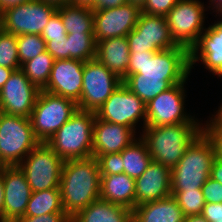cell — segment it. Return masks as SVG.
Returning a JSON list of instances; mask_svg holds the SVG:
<instances>
[{"instance_id": "cell-43", "label": "cell", "mask_w": 222, "mask_h": 222, "mask_svg": "<svg viewBox=\"0 0 222 222\" xmlns=\"http://www.w3.org/2000/svg\"><path fill=\"white\" fill-rule=\"evenodd\" d=\"M128 0H95L94 5L91 7L93 11H100L110 8L119 7L124 5Z\"/></svg>"}, {"instance_id": "cell-41", "label": "cell", "mask_w": 222, "mask_h": 222, "mask_svg": "<svg viewBox=\"0 0 222 222\" xmlns=\"http://www.w3.org/2000/svg\"><path fill=\"white\" fill-rule=\"evenodd\" d=\"M208 222L222 220V203H205L201 214Z\"/></svg>"}, {"instance_id": "cell-17", "label": "cell", "mask_w": 222, "mask_h": 222, "mask_svg": "<svg viewBox=\"0 0 222 222\" xmlns=\"http://www.w3.org/2000/svg\"><path fill=\"white\" fill-rule=\"evenodd\" d=\"M4 184V206L0 222H15L23 217L32 190L19 166H0Z\"/></svg>"}, {"instance_id": "cell-5", "label": "cell", "mask_w": 222, "mask_h": 222, "mask_svg": "<svg viewBox=\"0 0 222 222\" xmlns=\"http://www.w3.org/2000/svg\"><path fill=\"white\" fill-rule=\"evenodd\" d=\"M95 118L94 112L77 109L46 144L64 161L92 157Z\"/></svg>"}, {"instance_id": "cell-21", "label": "cell", "mask_w": 222, "mask_h": 222, "mask_svg": "<svg viewBox=\"0 0 222 222\" xmlns=\"http://www.w3.org/2000/svg\"><path fill=\"white\" fill-rule=\"evenodd\" d=\"M135 131L127 126L95 118L93 125V155L122 152L134 140Z\"/></svg>"}, {"instance_id": "cell-16", "label": "cell", "mask_w": 222, "mask_h": 222, "mask_svg": "<svg viewBox=\"0 0 222 222\" xmlns=\"http://www.w3.org/2000/svg\"><path fill=\"white\" fill-rule=\"evenodd\" d=\"M140 14L141 8L128 2L119 7L93 11L96 43L114 37H126L136 26Z\"/></svg>"}, {"instance_id": "cell-8", "label": "cell", "mask_w": 222, "mask_h": 222, "mask_svg": "<svg viewBox=\"0 0 222 222\" xmlns=\"http://www.w3.org/2000/svg\"><path fill=\"white\" fill-rule=\"evenodd\" d=\"M64 160L40 142L18 165L32 192L59 188Z\"/></svg>"}, {"instance_id": "cell-49", "label": "cell", "mask_w": 222, "mask_h": 222, "mask_svg": "<svg viewBox=\"0 0 222 222\" xmlns=\"http://www.w3.org/2000/svg\"><path fill=\"white\" fill-rule=\"evenodd\" d=\"M95 0H71V4L83 7H92Z\"/></svg>"}, {"instance_id": "cell-40", "label": "cell", "mask_w": 222, "mask_h": 222, "mask_svg": "<svg viewBox=\"0 0 222 222\" xmlns=\"http://www.w3.org/2000/svg\"><path fill=\"white\" fill-rule=\"evenodd\" d=\"M15 222H71L66 213H49L34 217H20Z\"/></svg>"}, {"instance_id": "cell-28", "label": "cell", "mask_w": 222, "mask_h": 222, "mask_svg": "<svg viewBox=\"0 0 222 222\" xmlns=\"http://www.w3.org/2000/svg\"><path fill=\"white\" fill-rule=\"evenodd\" d=\"M49 213H65L60 188L32 192L23 217H34Z\"/></svg>"}, {"instance_id": "cell-34", "label": "cell", "mask_w": 222, "mask_h": 222, "mask_svg": "<svg viewBox=\"0 0 222 222\" xmlns=\"http://www.w3.org/2000/svg\"><path fill=\"white\" fill-rule=\"evenodd\" d=\"M173 196L177 200L185 217L202 214L205 200L201 188L177 191Z\"/></svg>"}, {"instance_id": "cell-19", "label": "cell", "mask_w": 222, "mask_h": 222, "mask_svg": "<svg viewBox=\"0 0 222 222\" xmlns=\"http://www.w3.org/2000/svg\"><path fill=\"white\" fill-rule=\"evenodd\" d=\"M189 55L191 69L197 61H201L206 69L222 77V20L205 29L189 50Z\"/></svg>"}, {"instance_id": "cell-30", "label": "cell", "mask_w": 222, "mask_h": 222, "mask_svg": "<svg viewBox=\"0 0 222 222\" xmlns=\"http://www.w3.org/2000/svg\"><path fill=\"white\" fill-rule=\"evenodd\" d=\"M54 61V58L45 51L24 62L21 65V70L33 85L39 90H43L49 81Z\"/></svg>"}, {"instance_id": "cell-24", "label": "cell", "mask_w": 222, "mask_h": 222, "mask_svg": "<svg viewBox=\"0 0 222 222\" xmlns=\"http://www.w3.org/2000/svg\"><path fill=\"white\" fill-rule=\"evenodd\" d=\"M135 185V179L126 173L101 175L100 199L133 210Z\"/></svg>"}, {"instance_id": "cell-25", "label": "cell", "mask_w": 222, "mask_h": 222, "mask_svg": "<svg viewBox=\"0 0 222 222\" xmlns=\"http://www.w3.org/2000/svg\"><path fill=\"white\" fill-rule=\"evenodd\" d=\"M71 222H133V210L97 199L72 217Z\"/></svg>"}, {"instance_id": "cell-27", "label": "cell", "mask_w": 222, "mask_h": 222, "mask_svg": "<svg viewBox=\"0 0 222 222\" xmlns=\"http://www.w3.org/2000/svg\"><path fill=\"white\" fill-rule=\"evenodd\" d=\"M122 168L131 178L140 177L152 161L145 142L141 138L134 140L122 152Z\"/></svg>"}, {"instance_id": "cell-3", "label": "cell", "mask_w": 222, "mask_h": 222, "mask_svg": "<svg viewBox=\"0 0 222 222\" xmlns=\"http://www.w3.org/2000/svg\"><path fill=\"white\" fill-rule=\"evenodd\" d=\"M189 50L182 46L158 52L130 53L127 74L140 77L164 78L172 86L182 83L190 75Z\"/></svg>"}, {"instance_id": "cell-45", "label": "cell", "mask_w": 222, "mask_h": 222, "mask_svg": "<svg viewBox=\"0 0 222 222\" xmlns=\"http://www.w3.org/2000/svg\"><path fill=\"white\" fill-rule=\"evenodd\" d=\"M210 177L222 184V160L217 157L213 161Z\"/></svg>"}, {"instance_id": "cell-13", "label": "cell", "mask_w": 222, "mask_h": 222, "mask_svg": "<svg viewBox=\"0 0 222 222\" xmlns=\"http://www.w3.org/2000/svg\"><path fill=\"white\" fill-rule=\"evenodd\" d=\"M98 119L124 125L136 131V123L146 122V104L122 82L95 113Z\"/></svg>"}, {"instance_id": "cell-11", "label": "cell", "mask_w": 222, "mask_h": 222, "mask_svg": "<svg viewBox=\"0 0 222 222\" xmlns=\"http://www.w3.org/2000/svg\"><path fill=\"white\" fill-rule=\"evenodd\" d=\"M57 7L40 0H32L4 10L0 27L13 35H40Z\"/></svg>"}, {"instance_id": "cell-39", "label": "cell", "mask_w": 222, "mask_h": 222, "mask_svg": "<svg viewBox=\"0 0 222 222\" xmlns=\"http://www.w3.org/2000/svg\"><path fill=\"white\" fill-rule=\"evenodd\" d=\"M67 38L52 39L46 43V51L54 60L67 59Z\"/></svg>"}, {"instance_id": "cell-53", "label": "cell", "mask_w": 222, "mask_h": 222, "mask_svg": "<svg viewBox=\"0 0 222 222\" xmlns=\"http://www.w3.org/2000/svg\"><path fill=\"white\" fill-rule=\"evenodd\" d=\"M147 0H128V3L137 5L138 7L142 8Z\"/></svg>"}, {"instance_id": "cell-15", "label": "cell", "mask_w": 222, "mask_h": 222, "mask_svg": "<svg viewBox=\"0 0 222 222\" xmlns=\"http://www.w3.org/2000/svg\"><path fill=\"white\" fill-rule=\"evenodd\" d=\"M39 92L21 69L15 70L0 90V111L30 118Z\"/></svg>"}, {"instance_id": "cell-7", "label": "cell", "mask_w": 222, "mask_h": 222, "mask_svg": "<svg viewBox=\"0 0 222 222\" xmlns=\"http://www.w3.org/2000/svg\"><path fill=\"white\" fill-rule=\"evenodd\" d=\"M77 103L44 90H40L30 121L35 137L46 143L77 111Z\"/></svg>"}, {"instance_id": "cell-23", "label": "cell", "mask_w": 222, "mask_h": 222, "mask_svg": "<svg viewBox=\"0 0 222 222\" xmlns=\"http://www.w3.org/2000/svg\"><path fill=\"white\" fill-rule=\"evenodd\" d=\"M185 215L173 195L135 206L133 222H184Z\"/></svg>"}, {"instance_id": "cell-20", "label": "cell", "mask_w": 222, "mask_h": 222, "mask_svg": "<svg viewBox=\"0 0 222 222\" xmlns=\"http://www.w3.org/2000/svg\"><path fill=\"white\" fill-rule=\"evenodd\" d=\"M135 184V206L166 198L171 195V170L152 160Z\"/></svg>"}, {"instance_id": "cell-52", "label": "cell", "mask_w": 222, "mask_h": 222, "mask_svg": "<svg viewBox=\"0 0 222 222\" xmlns=\"http://www.w3.org/2000/svg\"><path fill=\"white\" fill-rule=\"evenodd\" d=\"M211 4L213 5L212 10L215 9L219 16L222 15V0H210L209 5Z\"/></svg>"}, {"instance_id": "cell-50", "label": "cell", "mask_w": 222, "mask_h": 222, "mask_svg": "<svg viewBox=\"0 0 222 222\" xmlns=\"http://www.w3.org/2000/svg\"><path fill=\"white\" fill-rule=\"evenodd\" d=\"M48 4L54 5L55 7H61L63 5L71 4V0H40Z\"/></svg>"}, {"instance_id": "cell-42", "label": "cell", "mask_w": 222, "mask_h": 222, "mask_svg": "<svg viewBox=\"0 0 222 222\" xmlns=\"http://www.w3.org/2000/svg\"><path fill=\"white\" fill-rule=\"evenodd\" d=\"M203 132L211 140L216 157L222 160V130H203Z\"/></svg>"}, {"instance_id": "cell-26", "label": "cell", "mask_w": 222, "mask_h": 222, "mask_svg": "<svg viewBox=\"0 0 222 222\" xmlns=\"http://www.w3.org/2000/svg\"><path fill=\"white\" fill-rule=\"evenodd\" d=\"M66 33H94L93 10L90 7L67 4L57 8Z\"/></svg>"}, {"instance_id": "cell-38", "label": "cell", "mask_w": 222, "mask_h": 222, "mask_svg": "<svg viewBox=\"0 0 222 222\" xmlns=\"http://www.w3.org/2000/svg\"><path fill=\"white\" fill-rule=\"evenodd\" d=\"M205 203H222V184L209 177L201 187Z\"/></svg>"}, {"instance_id": "cell-14", "label": "cell", "mask_w": 222, "mask_h": 222, "mask_svg": "<svg viewBox=\"0 0 222 222\" xmlns=\"http://www.w3.org/2000/svg\"><path fill=\"white\" fill-rule=\"evenodd\" d=\"M126 38L130 53L158 52L178 46L164 16L141 13L136 26Z\"/></svg>"}, {"instance_id": "cell-44", "label": "cell", "mask_w": 222, "mask_h": 222, "mask_svg": "<svg viewBox=\"0 0 222 222\" xmlns=\"http://www.w3.org/2000/svg\"><path fill=\"white\" fill-rule=\"evenodd\" d=\"M215 115H212L210 120L206 121L205 126L203 125V130H222V104L216 111Z\"/></svg>"}, {"instance_id": "cell-32", "label": "cell", "mask_w": 222, "mask_h": 222, "mask_svg": "<svg viewBox=\"0 0 222 222\" xmlns=\"http://www.w3.org/2000/svg\"><path fill=\"white\" fill-rule=\"evenodd\" d=\"M0 66L10 69H21L18 57L16 35L4 31L0 27Z\"/></svg>"}, {"instance_id": "cell-51", "label": "cell", "mask_w": 222, "mask_h": 222, "mask_svg": "<svg viewBox=\"0 0 222 222\" xmlns=\"http://www.w3.org/2000/svg\"><path fill=\"white\" fill-rule=\"evenodd\" d=\"M184 222H208L201 214L186 216Z\"/></svg>"}, {"instance_id": "cell-33", "label": "cell", "mask_w": 222, "mask_h": 222, "mask_svg": "<svg viewBox=\"0 0 222 222\" xmlns=\"http://www.w3.org/2000/svg\"><path fill=\"white\" fill-rule=\"evenodd\" d=\"M20 65L46 51V42L38 34L16 36Z\"/></svg>"}, {"instance_id": "cell-31", "label": "cell", "mask_w": 222, "mask_h": 222, "mask_svg": "<svg viewBox=\"0 0 222 222\" xmlns=\"http://www.w3.org/2000/svg\"><path fill=\"white\" fill-rule=\"evenodd\" d=\"M67 59L86 62L96 56L94 33H68Z\"/></svg>"}, {"instance_id": "cell-48", "label": "cell", "mask_w": 222, "mask_h": 222, "mask_svg": "<svg viewBox=\"0 0 222 222\" xmlns=\"http://www.w3.org/2000/svg\"><path fill=\"white\" fill-rule=\"evenodd\" d=\"M4 206V184L2 181V170L0 169V216L3 214Z\"/></svg>"}, {"instance_id": "cell-22", "label": "cell", "mask_w": 222, "mask_h": 222, "mask_svg": "<svg viewBox=\"0 0 222 222\" xmlns=\"http://www.w3.org/2000/svg\"><path fill=\"white\" fill-rule=\"evenodd\" d=\"M108 70L122 81L130 63V49L126 37H114L96 43V56Z\"/></svg>"}, {"instance_id": "cell-47", "label": "cell", "mask_w": 222, "mask_h": 222, "mask_svg": "<svg viewBox=\"0 0 222 222\" xmlns=\"http://www.w3.org/2000/svg\"><path fill=\"white\" fill-rule=\"evenodd\" d=\"M13 69L0 66V90L4 86V84L9 79L10 75L13 73Z\"/></svg>"}, {"instance_id": "cell-18", "label": "cell", "mask_w": 222, "mask_h": 222, "mask_svg": "<svg viewBox=\"0 0 222 222\" xmlns=\"http://www.w3.org/2000/svg\"><path fill=\"white\" fill-rule=\"evenodd\" d=\"M84 62L74 59L55 60L44 91L80 100L83 84Z\"/></svg>"}, {"instance_id": "cell-6", "label": "cell", "mask_w": 222, "mask_h": 222, "mask_svg": "<svg viewBox=\"0 0 222 222\" xmlns=\"http://www.w3.org/2000/svg\"><path fill=\"white\" fill-rule=\"evenodd\" d=\"M39 143L30 118L0 111V166H18Z\"/></svg>"}, {"instance_id": "cell-12", "label": "cell", "mask_w": 222, "mask_h": 222, "mask_svg": "<svg viewBox=\"0 0 222 222\" xmlns=\"http://www.w3.org/2000/svg\"><path fill=\"white\" fill-rule=\"evenodd\" d=\"M185 83H187L186 80L170 87L146 103L145 126L157 127L198 122L185 112Z\"/></svg>"}, {"instance_id": "cell-1", "label": "cell", "mask_w": 222, "mask_h": 222, "mask_svg": "<svg viewBox=\"0 0 222 222\" xmlns=\"http://www.w3.org/2000/svg\"><path fill=\"white\" fill-rule=\"evenodd\" d=\"M100 186L101 175L95 157L64 161L59 188L65 213L72 218L100 199Z\"/></svg>"}, {"instance_id": "cell-9", "label": "cell", "mask_w": 222, "mask_h": 222, "mask_svg": "<svg viewBox=\"0 0 222 222\" xmlns=\"http://www.w3.org/2000/svg\"><path fill=\"white\" fill-rule=\"evenodd\" d=\"M204 7L199 0H179L166 14L171 36L178 46L190 50L205 31Z\"/></svg>"}, {"instance_id": "cell-2", "label": "cell", "mask_w": 222, "mask_h": 222, "mask_svg": "<svg viewBox=\"0 0 222 222\" xmlns=\"http://www.w3.org/2000/svg\"><path fill=\"white\" fill-rule=\"evenodd\" d=\"M203 123L145 126L139 136L146 144L152 160L172 170L183 157L187 147L203 131Z\"/></svg>"}, {"instance_id": "cell-29", "label": "cell", "mask_w": 222, "mask_h": 222, "mask_svg": "<svg viewBox=\"0 0 222 222\" xmlns=\"http://www.w3.org/2000/svg\"><path fill=\"white\" fill-rule=\"evenodd\" d=\"M145 104L158 94L167 91L172 85L164 78L140 77V74H127L122 81Z\"/></svg>"}, {"instance_id": "cell-4", "label": "cell", "mask_w": 222, "mask_h": 222, "mask_svg": "<svg viewBox=\"0 0 222 222\" xmlns=\"http://www.w3.org/2000/svg\"><path fill=\"white\" fill-rule=\"evenodd\" d=\"M215 158L214 146L202 131L171 170V195L177 191L201 188L210 177Z\"/></svg>"}, {"instance_id": "cell-46", "label": "cell", "mask_w": 222, "mask_h": 222, "mask_svg": "<svg viewBox=\"0 0 222 222\" xmlns=\"http://www.w3.org/2000/svg\"><path fill=\"white\" fill-rule=\"evenodd\" d=\"M32 0H0V14L11 7L30 2Z\"/></svg>"}, {"instance_id": "cell-35", "label": "cell", "mask_w": 222, "mask_h": 222, "mask_svg": "<svg viewBox=\"0 0 222 222\" xmlns=\"http://www.w3.org/2000/svg\"><path fill=\"white\" fill-rule=\"evenodd\" d=\"M98 160L100 175H117L124 173L121 152L105 155H93Z\"/></svg>"}, {"instance_id": "cell-37", "label": "cell", "mask_w": 222, "mask_h": 222, "mask_svg": "<svg viewBox=\"0 0 222 222\" xmlns=\"http://www.w3.org/2000/svg\"><path fill=\"white\" fill-rule=\"evenodd\" d=\"M178 1L179 0H147L141 8V13L165 17Z\"/></svg>"}, {"instance_id": "cell-10", "label": "cell", "mask_w": 222, "mask_h": 222, "mask_svg": "<svg viewBox=\"0 0 222 222\" xmlns=\"http://www.w3.org/2000/svg\"><path fill=\"white\" fill-rule=\"evenodd\" d=\"M121 83L122 80L96 58L84 62L78 109L96 113Z\"/></svg>"}, {"instance_id": "cell-36", "label": "cell", "mask_w": 222, "mask_h": 222, "mask_svg": "<svg viewBox=\"0 0 222 222\" xmlns=\"http://www.w3.org/2000/svg\"><path fill=\"white\" fill-rule=\"evenodd\" d=\"M40 36L45 40L46 43L52 39L67 38V33L62 23V18L57 11L49 19L48 24L45 26Z\"/></svg>"}]
</instances>
